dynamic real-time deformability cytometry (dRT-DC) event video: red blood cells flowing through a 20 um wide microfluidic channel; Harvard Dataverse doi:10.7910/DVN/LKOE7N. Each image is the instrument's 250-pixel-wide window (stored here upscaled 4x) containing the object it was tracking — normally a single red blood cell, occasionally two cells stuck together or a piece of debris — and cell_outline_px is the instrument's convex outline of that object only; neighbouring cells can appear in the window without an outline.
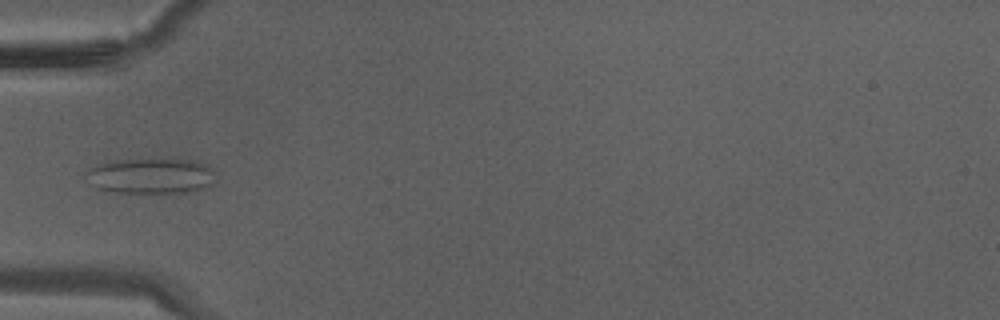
{"species": "Egyptian fruit bat (a non-hibernating species)", "species_latin": "Rousettus aegyptiacus", "temperature_condition": "warm", "stored_images_in_passage": 29, "camera_frame_rate_fps": 3000, "um_per_image_px": 0.085, "animal": {"sex": "male"}, "frame": {"image": 1, "passage_image": 5, "time_ms": 1.333, "image_size_px": [1000, 320], "cell_outline_px": [[212, 184], [204, 188], [192, 192], [120, 192], [96, 188], [92, 184], [88, 172], [92, 168], [108, 160], [200, 160], [212, 168]], "centroid_in_image_um": [12.89, 14.95], "position_along_channel_um": 72.1, "area_um2": 26.13}}
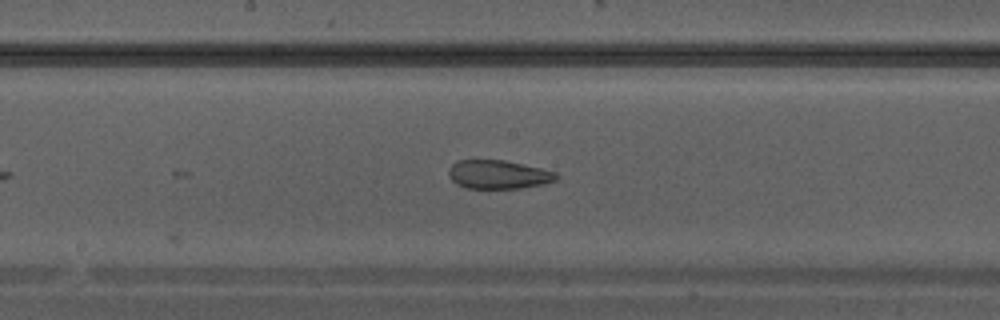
{"frame": {"image": 2, "passage_image": 12, "time_ms": 3.667, "image_size_px": [1000, 320], "cell_outline_px": [[560, 176], [556, 180], [544, 184], [520, 188], [468, 188], [456, 184], [448, 176], [448, 168], [456, 160], [504, 160], [540, 168], [556, 172]], "centroid_in_image_um": [42.34, 14.83], "position_along_channel_um": 205.9, "area_um2": 18.03}}
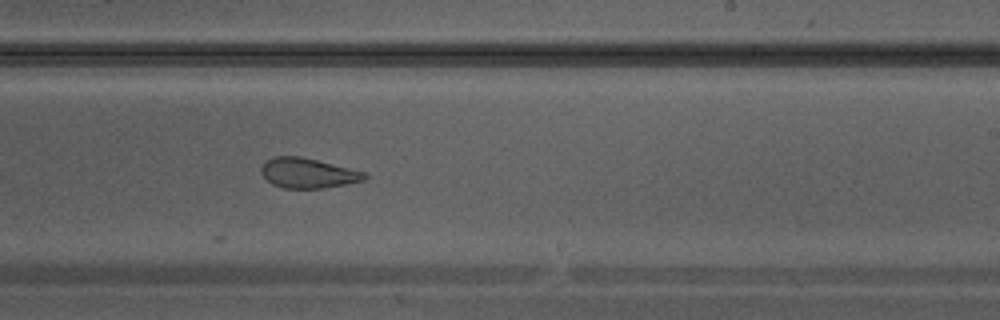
{"frame": {"image": 3, "passage_image": 15, "time_ms": 4.667, "image_size_px": [1000, 320], "cell_outline_px": [[368, 176], [364, 180], [344, 184], [320, 188], [284, 188], [272, 184], [260, 172], [260, 168], [264, 160], [272, 156], [300, 156], [364, 172]], "centroid_in_image_um": [26.1, 14.7], "position_along_channel_um": 262.9, "area_um2": 17.86}}